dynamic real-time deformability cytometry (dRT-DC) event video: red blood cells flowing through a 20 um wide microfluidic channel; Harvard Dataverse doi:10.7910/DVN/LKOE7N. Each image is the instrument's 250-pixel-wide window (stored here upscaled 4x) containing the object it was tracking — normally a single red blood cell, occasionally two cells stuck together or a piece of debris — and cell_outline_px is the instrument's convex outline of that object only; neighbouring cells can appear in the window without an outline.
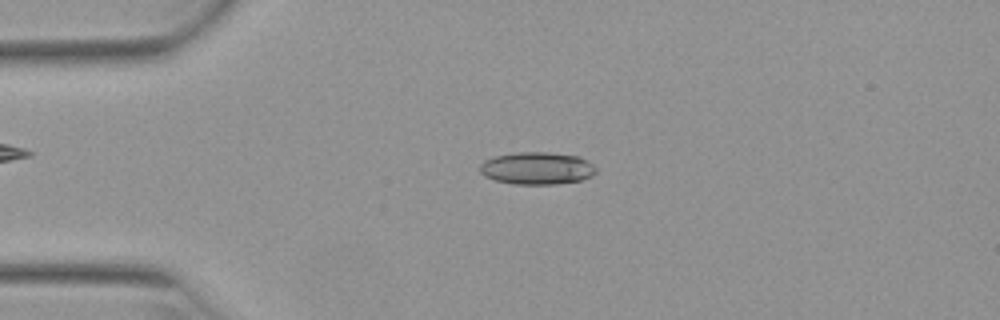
{"species": "Egyptian fruit bat (a non-hibernating species)", "species_latin": "Rousettus aegyptiacus", "temperature_condition": "warm", "stored_images_in_passage": 47, "camera_frame_rate_fps": 3000, "um_per_image_px": 0.085, "animal": {"sex": "female"}, "frame": {"image": 1, "passage_image": 8, "time_ms": 2.333, "image_size_px": [1000, 320], "cell_outline_px": [[596, 172], [592, 176], [580, 180], [556, 184], [512, 184], [496, 180], [484, 176], [480, 172], [480, 164], [484, 160], [492, 156], [516, 152], [548, 152], [580, 156], [588, 160], [596, 168]], "centroid_in_image_um": [45.63, 14.29], "position_along_channel_um": 39.4, "area_um2": 22.14}}
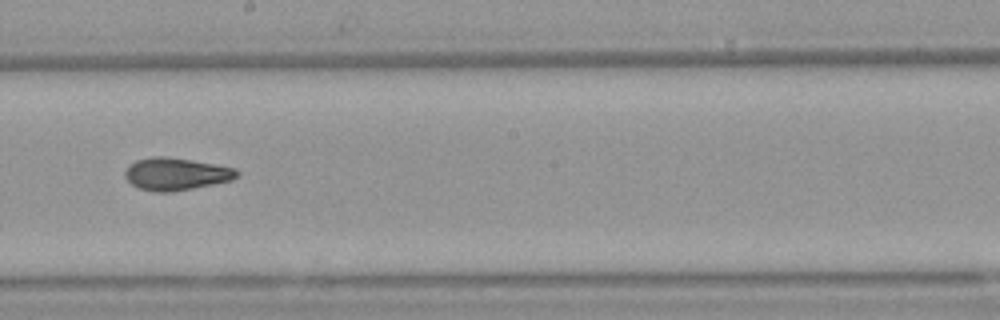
{"frame": {"image": 2, "passage_image": 25, "time_ms": 8.0, "image_size_px": [1000, 320], "cell_outline_px": [[240, 176], [232, 180], [172, 192], [152, 192], [140, 188], [132, 184], [124, 176], [124, 172], [136, 160], [152, 156], [164, 156], [236, 168], [240, 172]], "centroid_in_image_um": [14.97, 14.8], "position_along_channel_um": 233.2, "area_um2": 20.92}}
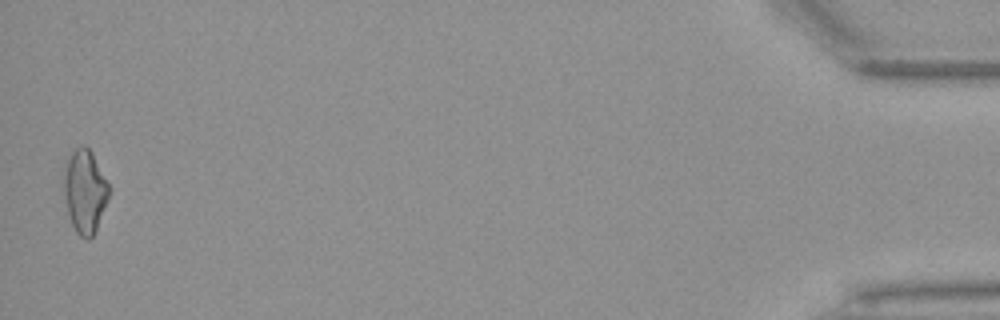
{"frame": {"image": 3, "passage_image": 47, "time_ms": 15.333, "image_size_px": [1000, 320], "cell_outline_px": [[112, 188], [96, 228], [92, 236], [88, 240], [80, 236], [76, 232], [72, 224], [60, 188], [60, 180], [64, 164], [68, 156], [80, 144], [84, 144], [92, 152]], "centroid_in_image_um": [7.16, 16.19], "position_along_channel_um": 428.0, "area_um2": 22.72}, "authors_computed_cell_mechanics": {"area_um2": 20.7502, "velocity_mm_per_s": 3.9343, "shape_relaxation_time_tau1_ms": 4.9363, "shape_relaxation_time_tau2_ms": 2.891, "deformation_change_tau1": 0.1877, "deformation_change_tau2": 0.1068}}